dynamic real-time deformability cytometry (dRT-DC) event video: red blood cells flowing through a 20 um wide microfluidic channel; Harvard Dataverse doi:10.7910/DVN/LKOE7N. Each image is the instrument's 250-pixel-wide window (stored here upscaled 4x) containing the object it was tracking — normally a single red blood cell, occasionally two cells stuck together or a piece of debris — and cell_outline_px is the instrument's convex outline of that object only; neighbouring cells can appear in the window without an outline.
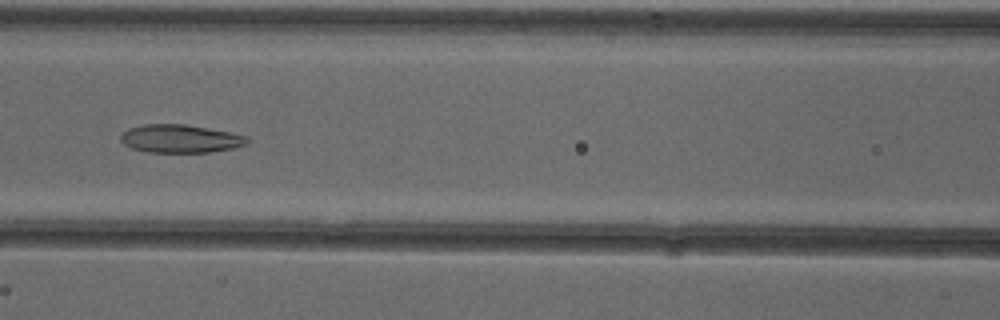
{"species": "common noctule bat (a hibernating species)", "species_latin": "Nyctalus noctula", "temperature_condition": "cold", "stored_images_in_passage": 48, "camera_frame_rate_fps": 3000, "um_per_image_px": 0.085, "animal": {"sex": "female"}, "frame": {"image": 1, "passage_image": 19, "time_ms": 6.0, "image_size_px": [1000, 320], "cell_outline_px": [[252, 140], [248, 144], [232, 148], [208, 152], [148, 152], [132, 148], [124, 144], [120, 140], [120, 136], [128, 128], [144, 124], [184, 124], [228, 132], [248, 136]], "centroid_in_image_um": [15.34, 11.79], "position_along_channel_um": 151.3, "area_um2": 20.69}}
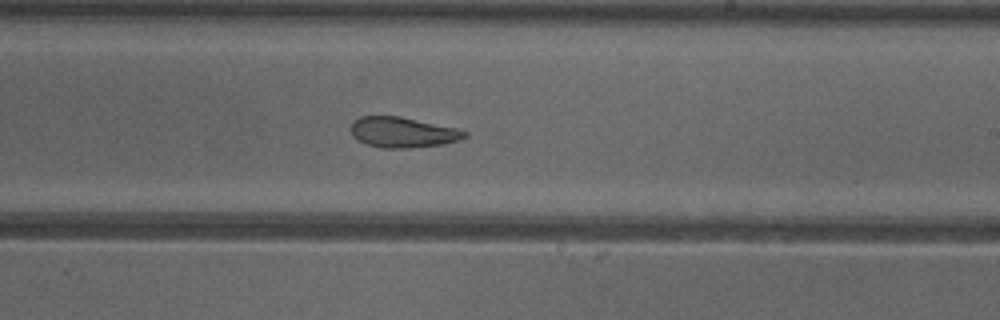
{"frame": {"image": 2, "passage_image": 27, "time_ms": 8.667, "image_size_px": [1000, 320], "cell_outline_px": [[468, 136], [460, 140], [444, 144], [408, 148], [384, 148], [368, 144], [356, 140], [352, 136], [348, 128], [352, 120], [360, 116], [400, 116], [456, 128], [468, 132]], "centroid_in_image_um": [34.19, 11.24], "position_along_channel_um": 254.8, "area_um2": 20.46}}
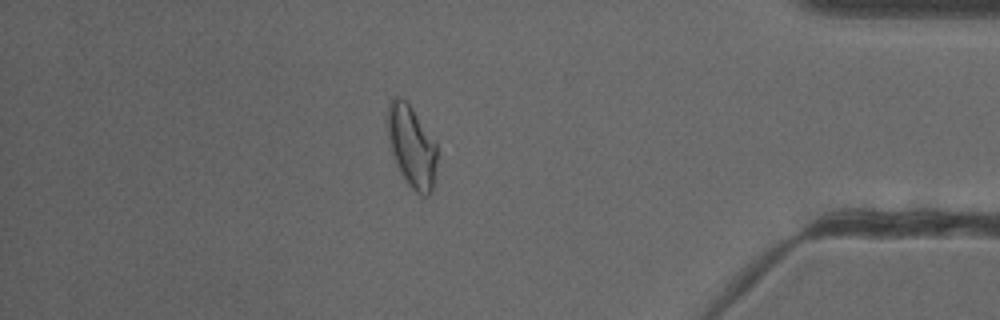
{"frame": {"image": 3, "passage_image": 41, "time_ms": 13.333, "image_size_px": [1000, 320], "cell_outline_px": [[436, 164], [432, 192], [428, 196], [420, 196], [408, 184], [400, 172], [396, 164], [392, 152], [388, 136], [388, 104], [392, 96], [400, 96], [408, 100], [436, 144]], "centroid_in_image_um": [34.99, 12.41], "position_along_channel_um": 400.2, "area_um2": 23.64}, "authors_computed_cell_mechanics": {"area_um2": 22.8888, "velocity_mm_per_s": 3.8988, "shape_relaxation_time_tau1_ms": null, "shape_relaxation_time_tau2_ms": 3.3674, "deformation_change_tau1": null, "deformation_change_tau2": 0.1013}}